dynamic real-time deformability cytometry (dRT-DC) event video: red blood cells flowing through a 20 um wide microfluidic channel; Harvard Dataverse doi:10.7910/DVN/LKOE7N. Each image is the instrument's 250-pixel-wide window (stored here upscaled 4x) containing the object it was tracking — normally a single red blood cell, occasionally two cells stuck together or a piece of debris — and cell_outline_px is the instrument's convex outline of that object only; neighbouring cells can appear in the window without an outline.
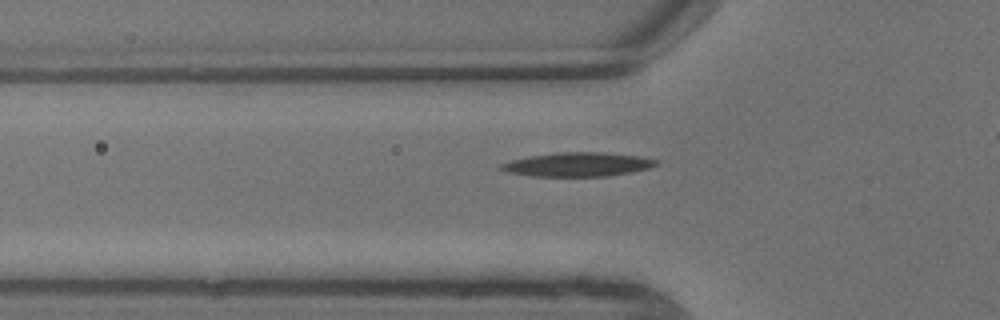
{"species": "common noctule bat (a hibernating species)", "species_latin": "Nyctalus noctula", "temperature_condition": "warm", "stored_images_in_passage": 5, "camera_frame_rate_fps": 3000, "um_per_image_px": 0.085, "animal": {"sex": "male", "body_mass_g": 13.3}, "frame": {"image": 1, "passage_image": 5, "time_ms": 1.333, "image_size_px": [1000, 320], "cell_outline_px": [[660, 164], [648, 168], [632, 172], [608, 176], [532, 176], [508, 172], [500, 168], [500, 164], [512, 160], [528, 156], [556, 152], [600, 152], [644, 156], [660, 160]], "centroid_in_image_um": [49.18, 13.97], "position_along_channel_um": 76.6, "area_um2": 21.85}}